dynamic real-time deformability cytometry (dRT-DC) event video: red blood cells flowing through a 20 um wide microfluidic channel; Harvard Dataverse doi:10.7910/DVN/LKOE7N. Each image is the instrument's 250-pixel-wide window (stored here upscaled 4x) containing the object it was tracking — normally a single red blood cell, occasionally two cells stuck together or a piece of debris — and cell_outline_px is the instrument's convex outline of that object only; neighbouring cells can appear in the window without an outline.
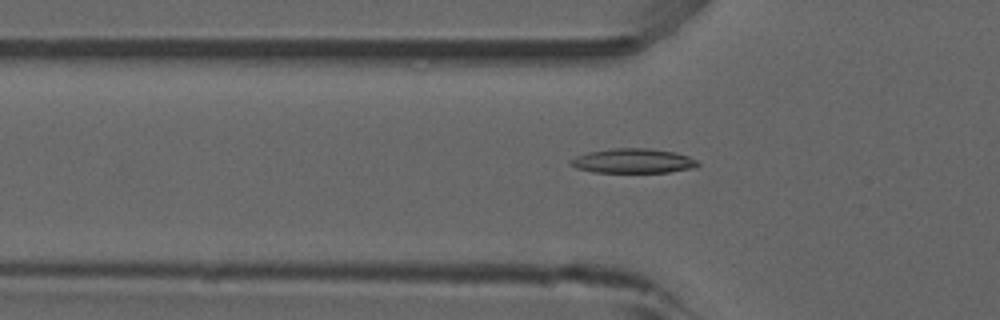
{"species": "common noctule bat (a hibernating species)", "species_latin": "Nyctalus noctula", "temperature_condition": "room temperature", "stored_images_in_passage": 52, "camera_frame_rate_fps": 3000, "um_per_image_px": 0.085, "animal": {"sex": "male", "forearm_length_mm": 52.5}, "frame": {"image": 1, "passage_image": 17, "time_ms": 5.333, "image_size_px": [1000, 320], "cell_outline_px": [[700, 164], [696, 168], [668, 172], [592, 172], [576, 168], [568, 164], [568, 160], [576, 156], [588, 152], [612, 148], [648, 148], [676, 152], [688, 156], [696, 160]], "centroid_in_image_um": [53.8, 13.67], "position_along_channel_um": 72.0, "area_um2": 18.38}}
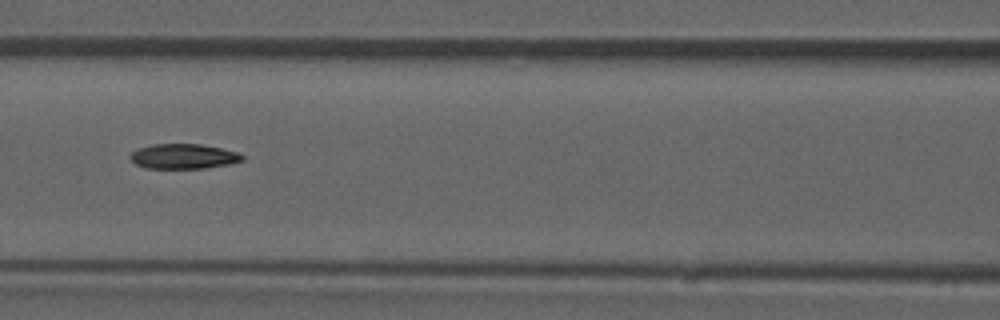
{"frame": {"image": 2, "passage_image": 23, "time_ms": 7.333, "image_size_px": [1000, 320], "cell_outline_px": [[244, 160], [232, 164], [204, 168], [144, 168], [136, 164], [128, 156], [132, 152], [140, 148], [152, 144], [200, 144], [220, 148], [236, 152], [244, 156]], "centroid_in_image_um": [15.6, 13.29], "position_along_channel_um": 151.0, "area_um2": 16.24}}
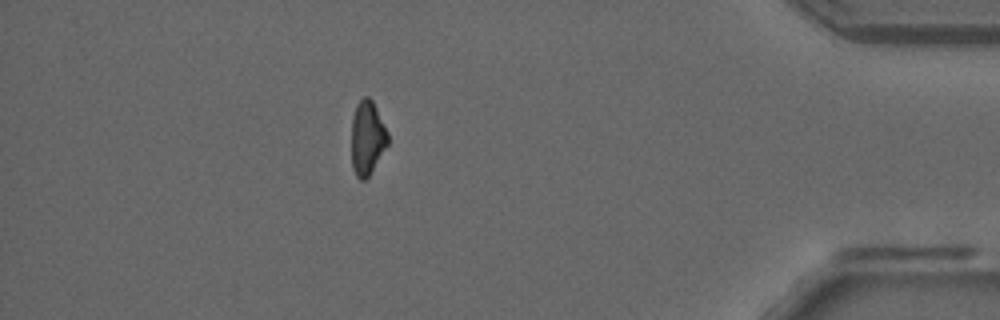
{"frame": {"image": 3, "passage_image": 46, "time_ms": 15.0, "image_size_px": [1000, 320], "cell_outline_px": [[388, 144], [368, 176], [364, 180], [360, 180], [356, 176], [352, 168], [352, 116], [356, 104], [364, 96], [368, 96], [372, 100], [388, 132]], "centroid_in_image_um": [31.2, 11.7], "position_along_channel_um": 404.0, "area_um2": 15.61}}